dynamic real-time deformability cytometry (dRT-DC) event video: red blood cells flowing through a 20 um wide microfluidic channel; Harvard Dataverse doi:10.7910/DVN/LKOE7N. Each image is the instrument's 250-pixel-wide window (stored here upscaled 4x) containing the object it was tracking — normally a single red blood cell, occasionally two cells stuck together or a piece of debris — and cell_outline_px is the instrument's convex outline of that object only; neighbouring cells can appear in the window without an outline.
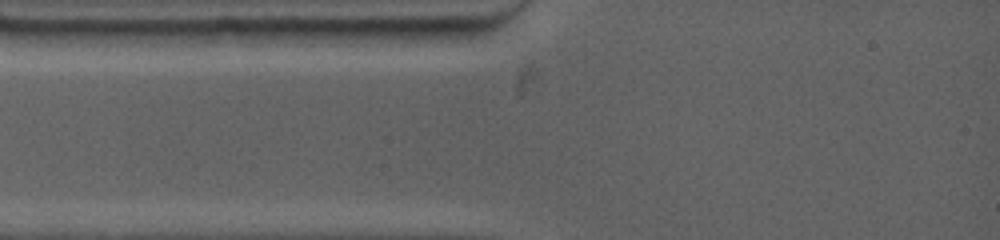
{"species": "common noctule bat (a hibernating species)", "species_latin": "Nyctalus noctula", "temperature_condition": "warm", "stored_images_in_passage": 1, "camera_frame_rate_fps": 4500, "um_per_image_px": 0.085, "animal": {"sex": "female", "body_mass_g": 19.0, "forearm_length_mm": 53.3}, "frame": {"image": 1, "passage_image": 1, "time_ms": 0.0, "image_size_px": [1000, 240], "cell_outline_px": [[248, 28], [224, 44], [156, 48], [152, 48], [108, 44], [92, 32], [104, 28]], "centroid_in_image_um": [14.22, 3.11], "position_along_channel_um": 70.8, "area_um2": 17.51}}